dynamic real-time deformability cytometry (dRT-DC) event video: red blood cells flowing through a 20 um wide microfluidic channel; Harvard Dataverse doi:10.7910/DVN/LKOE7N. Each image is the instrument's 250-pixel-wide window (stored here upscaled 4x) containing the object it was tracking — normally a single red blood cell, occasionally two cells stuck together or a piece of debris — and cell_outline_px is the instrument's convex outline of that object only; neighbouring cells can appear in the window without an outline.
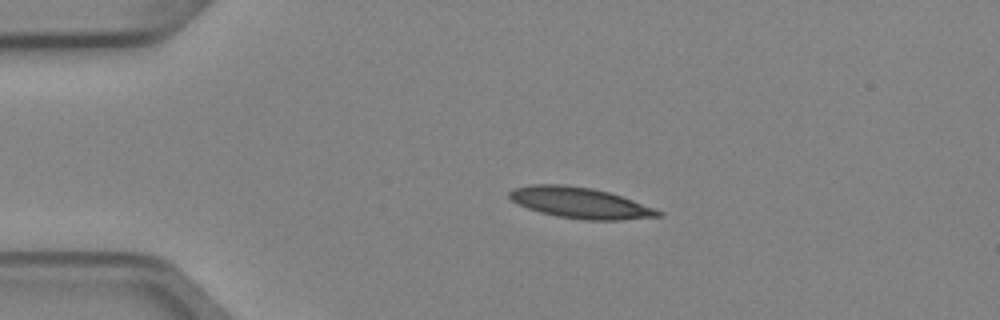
{"species": "Egyptian fruit bat (a non-hibernating species)", "species_latin": "Rousettus aegyptiacus", "temperature_condition": "cold", "stored_images_in_passage": 3, "camera_frame_rate_fps": 3000, "um_per_image_px": 0.085, "animal": {"sex": "female"}, "frame": {"image": 1, "passage_image": 2, "time_ms": 0.333, "image_size_px": [1000, 320], "cell_outline_px": [[664, 216], [620, 220], [584, 220], [560, 216], [540, 212], [528, 208], [512, 200], [508, 196], [508, 192], [512, 188], [532, 184], [564, 184], [592, 188], [608, 192], [656, 208], [664, 212]], "centroid_in_image_um": [49.33, 17.24], "position_along_channel_um": 35.7, "area_um2": 26.76}}